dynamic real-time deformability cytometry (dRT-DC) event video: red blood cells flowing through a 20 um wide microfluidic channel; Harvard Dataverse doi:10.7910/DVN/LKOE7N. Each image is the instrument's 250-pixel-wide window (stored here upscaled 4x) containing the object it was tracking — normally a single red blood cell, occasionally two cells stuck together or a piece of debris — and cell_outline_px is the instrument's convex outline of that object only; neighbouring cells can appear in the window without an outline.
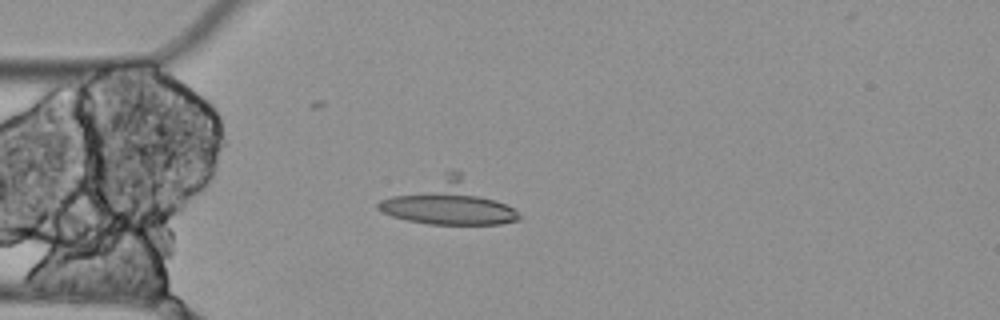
{"species": "Egyptian fruit bat (a non-hibernating species)", "species_latin": "Rousettus aegyptiacus", "temperature_condition": "cold", "stored_images_in_passage": 4, "camera_frame_rate_fps": 3000, "um_per_image_px": 0.085, "animal": {"sex": "female"}, "frame": {"image": 1, "passage_image": 4, "time_ms": 1.0, "image_size_px": [1000, 320], "cell_outline_px": [[520, 220], [500, 224], [428, 224], [408, 220], [392, 216], [376, 208], [376, 204], [380, 200], [444, 172], [460, 172], [512, 208], [520, 216]], "centroid_in_image_um": [38.09, 17.24], "position_along_channel_um": 46.9, "area_um2": 35.03}}